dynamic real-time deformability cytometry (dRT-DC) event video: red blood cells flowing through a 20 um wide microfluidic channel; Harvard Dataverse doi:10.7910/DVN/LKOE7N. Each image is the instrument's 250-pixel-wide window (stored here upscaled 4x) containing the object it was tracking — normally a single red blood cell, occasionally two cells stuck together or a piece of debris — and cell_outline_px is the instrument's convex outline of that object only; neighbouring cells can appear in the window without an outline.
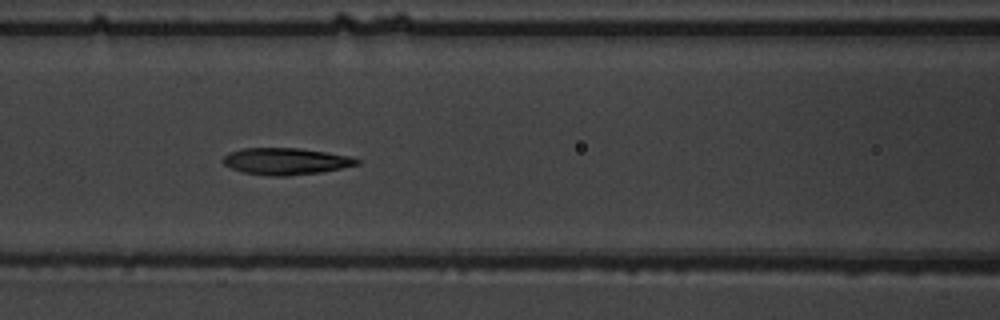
{"species": "common noctule bat (a hibernating species)", "species_latin": "Nyctalus noctula", "temperature_condition": "warm", "stored_images_in_passage": 8, "camera_frame_rate_fps": 3000, "um_per_image_px": 0.085, "animal": {"sex": "male", "body_mass_g": 19.5, "forearm_length_mm": 54.6}, "frame": {"image": 1, "passage_image": 8, "time_ms": 2.333, "image_size_px": [1000, 320], "cell_outline_px": [[360, 164], [320, 172], [288, 176], [268, 176], [244, 172], [232, 168], [224, 164], [220, 160], [228, 152], [244, 148], [300, 148], [348, 156], [360, 160]], "centroid_in_image_um": [24.25, 13.71], "position_along_channel_um": 142.4, "area_um2": 20.75}}